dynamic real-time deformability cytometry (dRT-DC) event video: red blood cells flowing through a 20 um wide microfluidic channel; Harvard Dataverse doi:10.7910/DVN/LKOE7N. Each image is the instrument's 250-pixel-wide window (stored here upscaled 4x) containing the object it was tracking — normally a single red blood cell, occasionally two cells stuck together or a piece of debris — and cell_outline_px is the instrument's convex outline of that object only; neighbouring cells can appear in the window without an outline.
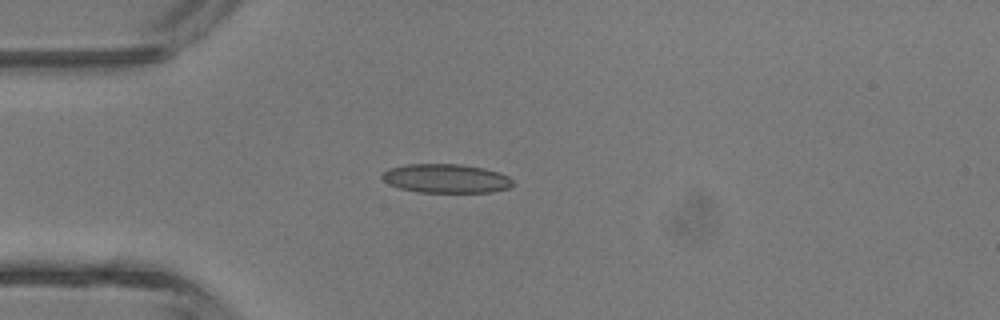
{"species": "common noctule bat (a hibernating species)", "species_latin": "Nyctalus noctula", "temperature_condition": "room temperature", "stored_images_in_passage": 2, "camera_frame_rate_fps": 3000, "um_per_image_px": 0.085, "animal": {"sex": "male", "body_mass_g": 13.3}, "frame": {"image": 1, "passage_image": 2, "time_ms": 1.333, "image_size_px": [1000, 320], "cell_outline_px": [[516, 184], [508, 188], [492, 192], [416, 192], [400, 188], [388, 184], [380, 176], [388, 168], [408, 164], [460, 164], [484, 168], [500, 172], [508, 176]], "centroid_in_image_um": [37.93, 15.17], "position_along_channel_um": 47.1, "area_um2": 22.2}}